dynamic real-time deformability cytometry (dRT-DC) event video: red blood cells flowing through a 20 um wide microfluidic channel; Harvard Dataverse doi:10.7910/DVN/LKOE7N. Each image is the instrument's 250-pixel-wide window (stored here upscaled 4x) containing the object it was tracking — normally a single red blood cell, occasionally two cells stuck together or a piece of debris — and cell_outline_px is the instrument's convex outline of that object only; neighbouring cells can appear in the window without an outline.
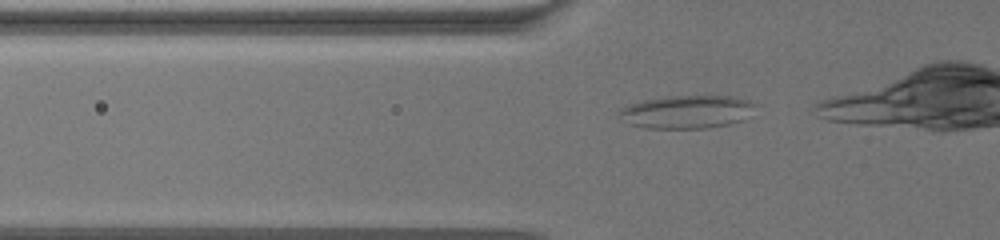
{"species": "common noctule bat (a hibernating species)", "species_latin": "Nyctalus noctula", "temperature_condition": "warm", "stored_images_in_passage": 10, "camera_frame_rate_fps": 3000, "um_per_image_px": 0.085, "animal": {"sex": "female", "body_mass_g": 19.5, "forearm_length_mm": 54.1}, "frame": {"image": 1, "passage_image": 2, "time_ms": 0.333, "image_size_px": [1000, 240], "cell_outline_px": [[756, 104], [740, 120], [728, 124], [708, 128], [644, 128], [628, 124], [616, 112], [620, 108], [628, 104], [640, 100], [664, 96], [732, 96], [748, 100]], "centroid_in_image_um": [58.26, 9.5], "position_along_channel_um": 67.5, "area_um2": 26.18}}
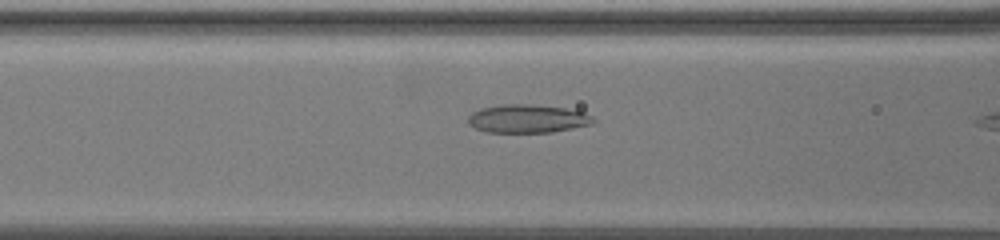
{"frame": {"image": 2, "passage_image": 9, "time_ms": 2.333, "image_size_px": [1000, 240], "cell_outline_px": [[596, 120], [592, 124], [552, 132], [484, 132], [468, 124], [468, 116], [472, 112], [480, 108], [500, 104], [532, 104], [564, 108], [584, 112], [592, 116]], "centroid_in_image_um": [44.81, 10.08], "position_along_channel_um": 121.8, "area_um2": 20.75}}